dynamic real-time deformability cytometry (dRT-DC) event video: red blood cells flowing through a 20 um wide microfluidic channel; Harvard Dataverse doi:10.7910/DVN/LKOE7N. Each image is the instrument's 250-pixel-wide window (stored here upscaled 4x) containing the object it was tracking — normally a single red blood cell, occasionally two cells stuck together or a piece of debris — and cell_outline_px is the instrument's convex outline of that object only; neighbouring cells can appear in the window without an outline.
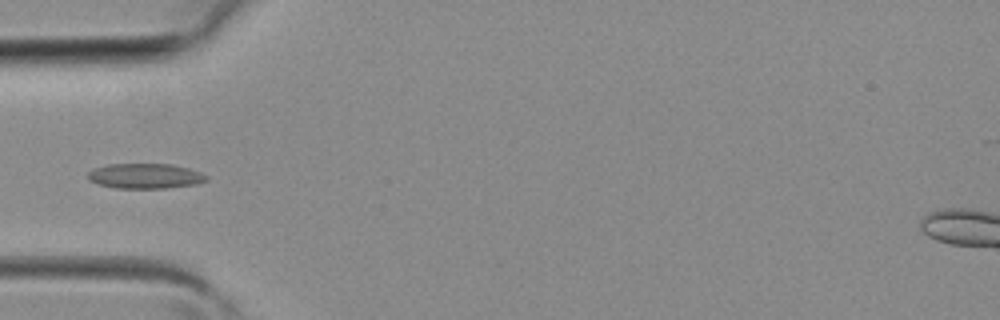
{"species": "common noctule bat (a hibernating species)", "species_latin": "Nyctalus noctula", "temperature_condition": "room temperature", "stored_images_in_passage": 4, "camera_frame_rate_fps": 3000, "um_per_image_px": 0.085, "animal": {"sex": "female", "body_mass_g": 19.3, "forearm_length_mm": 54.1}, "frame": {"image": 1, "passage_image": 4, "time_ms": 1.0, "image_size_px": [1000, 320], "cell_outline_px": [[208, 180], [196, 184], [168, 188], [116, 188], [96, 184], [88, 180], [88, 172], [96, 168], [108, 164], [172, 164], [188, 168], [200, 172], [208, 176]], "centroid_in_image_um": [12.34, 14.96], "position_along_channel_um": 72.7, "area_um2": 17.4}}